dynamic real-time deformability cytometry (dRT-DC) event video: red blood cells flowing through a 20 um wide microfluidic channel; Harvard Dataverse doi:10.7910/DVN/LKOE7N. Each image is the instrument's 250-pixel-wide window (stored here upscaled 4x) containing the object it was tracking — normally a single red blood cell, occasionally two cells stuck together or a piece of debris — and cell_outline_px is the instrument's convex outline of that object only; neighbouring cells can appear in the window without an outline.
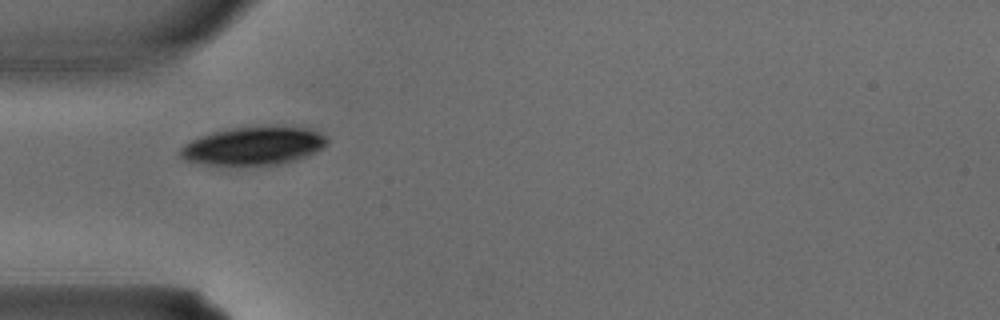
{"species": "common noctule bat (a hibernating species)", "species_latin": "Nyctalus noctula", "temperature_condition": "warm", "stored_images_in_passage": 3, "camera_frame_rate_fps": 3000, "um_per_image_px": 0.085, "animal": {"sex": "male", "body_mass_g": 15.6}, "frame": {"image": 1, "passage_image": 3, "time_ms": 0.667, "image_size_px": [1000, 320], "cell_outline_px": [[328, 140], [316, 152], [296, 160], [284, 164], [244, 168], [204, 164], [184, 160], [180, 156], [180, 148], [184, 144], [200, 136], [212, 132], [228, 128], [276, 124], [308, 128], [320, 132]], "centroid_in_image_um": [21.53, 12.42], "position_along_channel_um": 63.5, "area_um2": 34.16}}